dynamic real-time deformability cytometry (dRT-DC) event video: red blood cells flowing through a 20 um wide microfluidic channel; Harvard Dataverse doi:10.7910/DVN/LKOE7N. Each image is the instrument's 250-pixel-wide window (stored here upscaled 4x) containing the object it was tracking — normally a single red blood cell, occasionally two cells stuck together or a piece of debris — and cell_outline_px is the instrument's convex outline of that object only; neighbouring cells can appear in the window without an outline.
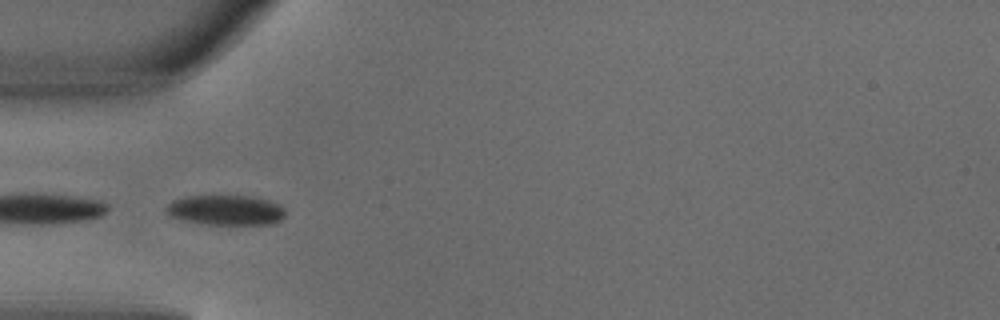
{"species": "common noctule bat (a hibernating species)", "species_latin": "Nyctalus noctula", "temperature_condition": "warm", "stored_images_in_passage": 6, "segment_of_instrument_passage": [2, 2], "camera_frame_rate_fps": 3000, "um_per_image_px": 0.085, "animal": {"sex": "male", "body_mass_g": 18.8}, "frame": {"image": 1, "passage_image": 5, "time_ms": 1.333, "image_size_px": [1000, 320], "cell_outline_px": [[284, 216], [280, 220], [272, 224], [204, 224], [184, 220], [172, 216], [164, 208], [172, 200], [184, 196], [252, 196], [268, 200], [280, 204], [284, 208]], "centroid_in_image_um": [19.2, 17.85], "position_along_channel_um": 65.8, "area_um2": 20.81}}
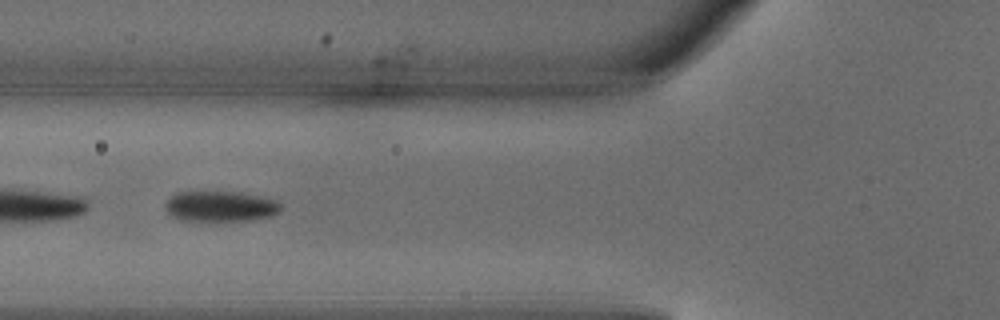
{"frame": {"image": 2, "passage_image": 6, "time_ms": 1.667, "image_size_px": [1000, 320], "cell_outline_px": [[284, 204], [272, 216], [252, 220], [180, 220], [172, 216], [164, 208], [164, 204], [172, 196], [180, 192], [240, 192], [260, 196], [276, 200]], "centroid_in_image_um": [18.76, 17.53], "position_along_channel_um": 107.0, "area_um2": 20.4}}